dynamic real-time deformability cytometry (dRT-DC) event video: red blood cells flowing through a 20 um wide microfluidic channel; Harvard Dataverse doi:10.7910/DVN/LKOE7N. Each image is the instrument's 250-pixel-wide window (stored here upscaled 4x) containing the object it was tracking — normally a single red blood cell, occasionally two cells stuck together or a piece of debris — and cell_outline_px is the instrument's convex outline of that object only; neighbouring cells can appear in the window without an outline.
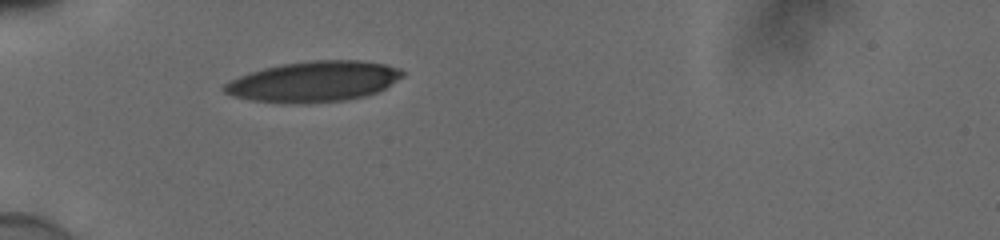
{"species": "human", "species_latin": "Homo sapiens", "temperature_condition": "cold", "stored_images_in_passage": 31, "camera_frame_rate_fps": 3000, "um_per_image_px": 0.085, "donor": {"sex": "male"}, "frame": {"image": 1, "passage_image": 1, "time_ms": 0.0, "image_size_px": [1000, 240], "cell_outline_px": [[404, 76], [384, 88], [376, 92], [364, 96], [344, 100], [308, 104], [292, 104], [252, 100], [232, 96], [224, 92], [220, 88], [224, 84], [240, 76], [264, 68], [284, 64], [316, 60], [360, 60], [384, 64], [400, 68], [404, 72]], "centroid_in_image_um": [26.67, 6.94], "position_along_channel_um": 58.3, "area_um2": 42.02}}
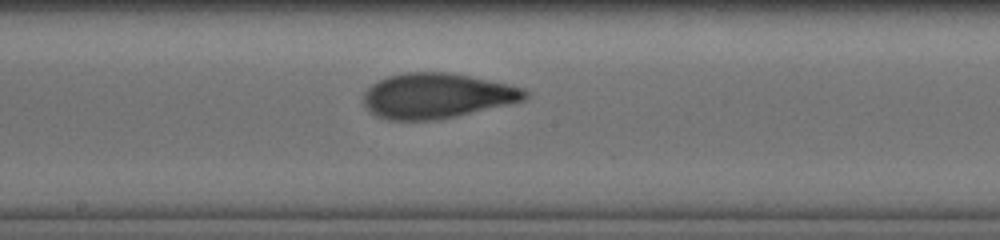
{"frame": {"image": 2, "passage_image": 14, "time_ms": 4.333, "image_size_px": [1000, 240], "cell_outline_px": [[528, 96], [524, 100], [456, 116], [436, 120], [388, 120], [376, 116], [364, 104], [364, 92], [372, 84], [388, 76], [404, 72], [448, 72], [508, 84], [524, 88], [528, 92]], "centroid_in_image_um": [37.11, 8.14], "position_along_channel_um": 211.1, "area_um2": 42.19}}
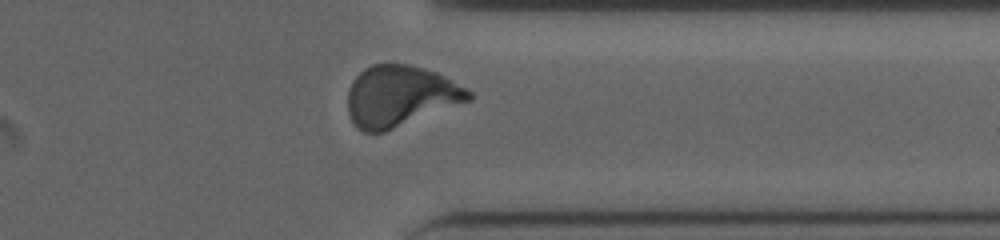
{"frame": {"image": 3, "passage_image": 27, "time_ms": 8.667, "image_size_px": [1000, 240], "cell_outline_px": [[472, 100], [384, 132], [364, 132], [352, 120], [348, 112], [348, 92], [352, 80], [364, 68], [372, 64], [408, 64], [424, 68], [436, 72], [444, 76], [472, 92]], "centroid_in_image_um": [34.02, 8.16], "position_along_channel_um": 377.4, "area_um2": 42.77}, "authors_computed_cell_mechanics": {"area_um2": 41.905, "velocity_mm_per_s": 3.8632, "shape_relaxation_time_tau1_ms": 5.0474, "shape_relaxation_time_tau2_ms": 1.2693, "deformation_change_tau1": 0.1934, "deformation_change_tau2": 0.0787}}